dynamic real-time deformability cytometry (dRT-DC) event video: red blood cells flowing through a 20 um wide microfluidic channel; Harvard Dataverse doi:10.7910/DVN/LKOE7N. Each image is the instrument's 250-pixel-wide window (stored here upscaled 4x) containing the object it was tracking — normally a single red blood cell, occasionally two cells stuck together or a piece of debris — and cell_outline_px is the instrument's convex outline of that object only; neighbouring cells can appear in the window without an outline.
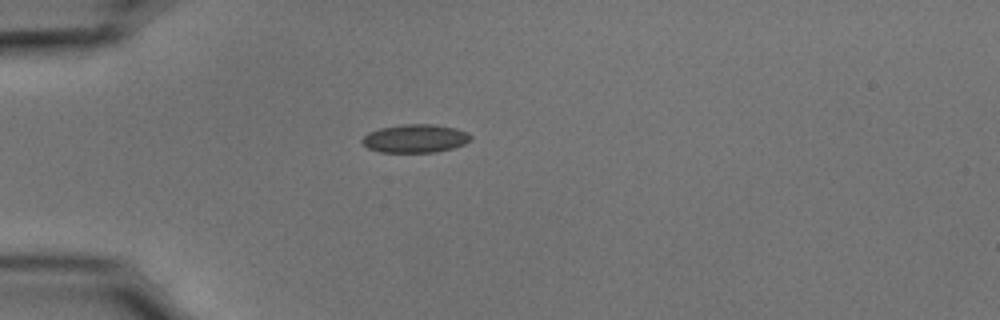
{"species": "common noctule bat (a hibernating species)", "species_latin": "Nyctalus noctula", "temperature_condition": "cold", "stored_images_in_passage": 40, "camera_frame_rate_fps": 3000, "um_per_image_px": 0.085, "animal": {"sex": "male", "body_mass_g": 15.6}, "frame": {"image": 1, "passage_image": 1, "time_ms": 0.0, "image_size_px": [1000, 320], "cell_outline_px": [[472, 136], [464, 144], [452, 148], [436, 152], [380, 152], [368, 148], [360, 140], [368, 132], [380, 128], [404, 124], [436, 124], [456, 128], [468, 132]], "centroid_in_image_um": [35.29, 11.76], "position_along_channel_um": 49.7, "area_um2": 17.92}}
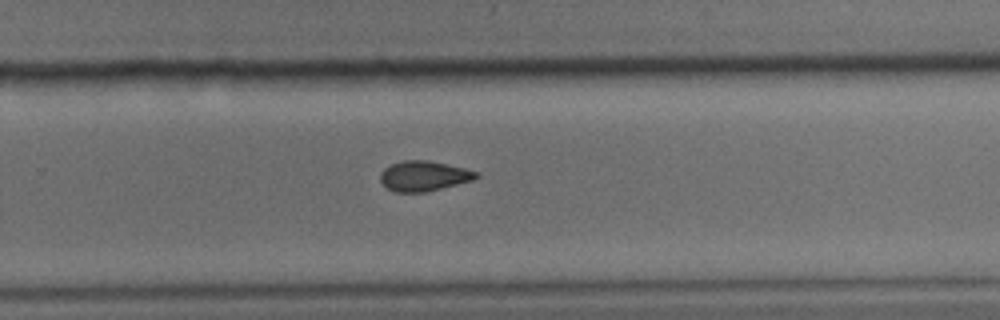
{"frame": {"image": 2, "passage_image": 22, "time_ms": 7.0, "image_size_px": [1000, 320], "cell_outline_px": [[480, 176], [472, 180], [424, 192], [392, 192], [380, 180], [380, 172], [384, 168], [392, 164], [404, 160], [428, 160], [464, 168], [476, 172]], "centroid_in_image_um": [35.98, 14.95], "position_along_channel_um": 293.8, "area_um2": 16.59}}
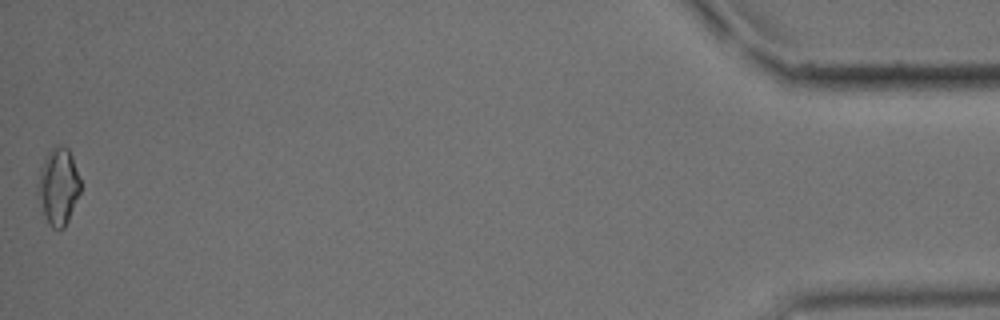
{"frame": {"image": 3, "passage_image": 40, "time_ms": 13.0, "image_size_px": [1000, 320], "cell_outline_px": [[80, 192], [68, 220], [64, 228], [52, 228], [48, 224], [36, 196], [36, 184], [40, 168], [44, 156], [56, 144], [64, 144], [68, 148], [72, 156], [80, 180]], "centroid_in_image_um": [4.92, 15.81], "position_along_channel_um": 430.3, "area_um2": 19.42}, "authors_computed_cell_mechanics": {"area_um2": 17.1088, "velocity_mm_per_s": 3.7002, "shape_relaxation_time_tau1_ms": 5.4211, "shape_relaxation_time_tau2_ms": 4.1626, "deformation_change_tau1": 0.1153, "deformation_change_tau2": 0.084}}